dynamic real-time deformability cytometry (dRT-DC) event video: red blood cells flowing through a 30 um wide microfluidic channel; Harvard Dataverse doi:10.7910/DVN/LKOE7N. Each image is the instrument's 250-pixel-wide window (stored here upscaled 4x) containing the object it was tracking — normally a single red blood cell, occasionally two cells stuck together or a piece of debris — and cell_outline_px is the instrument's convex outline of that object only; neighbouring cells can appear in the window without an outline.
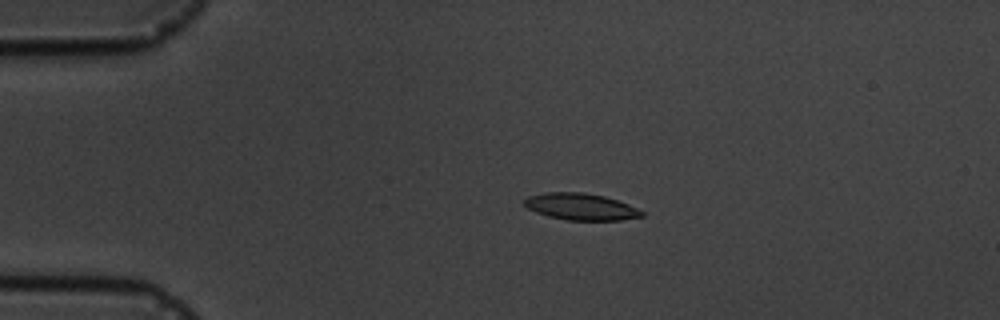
{"species": "common noctule bat (a hibernating species)", "species_latin": "Nyctalus noctula", "temperature_condition": "cold", "stored_images_in_passage": 2, "camera_frame_rate_fps": 3000, "um_per_image_px": 0.085, "animal": {"sex": "male", "body_mass_g": 19.5, "forearm_length_mm": 54.6}, "frame": {"image": 1, "passage_image": 1, "time_ms": 0.0, "image_size_px": [1000, 320], "cell_outline_px": [[644, 216], [620, 220], [568, 220], [548, 216], [536, 212], [528, 208], [524, 204], [524, 200], [528, 196], [544, 192], [584, 192], [604, 196], [628, 204], [644, 212]], "centroid_in_image_um": [49.36, 17.56], "position_along_channel_um": 35.6, "area_um2": 18.21}}